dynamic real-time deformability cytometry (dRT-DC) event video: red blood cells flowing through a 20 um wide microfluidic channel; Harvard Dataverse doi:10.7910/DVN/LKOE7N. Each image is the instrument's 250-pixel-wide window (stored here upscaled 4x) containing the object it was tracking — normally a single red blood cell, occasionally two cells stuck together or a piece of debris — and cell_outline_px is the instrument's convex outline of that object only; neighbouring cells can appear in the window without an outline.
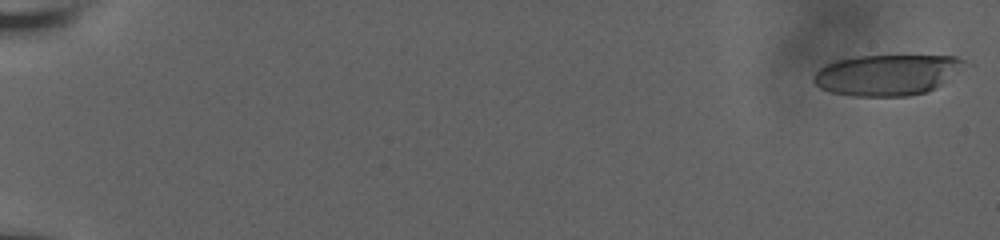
{"species": "human", "species_latin": "Homo sapiens", "temperature_condition": "room temperature", "stored_images_in_passage": 62, "camera_frame_rate_fps": 3000, "um_per_image_px": 0.085, "donor": {"sex": "male"}, "frame": {"image": 1, "passage_image": 1, "time_ms": 0.0, "image_size_px": [1000, 240], "cell_outline_px": [[964, 60], [936, 88], [928, 92], [908, 96], [852, 96], [828, 92], [820, 88], [812, 80], [812, 76], [820, 68], [836, 60], [856, 56], [956, 56]], "centroid_in_image_um": [75.25, 6.38], "position_along_channel_um": 9.8, "area_um2": 35.2}}
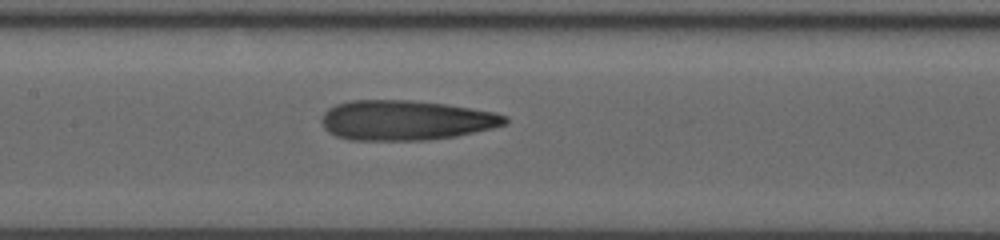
{"frame": {"image": 2, "passage_image": 37, "time_ms": 10.0, "image_size_px": [1000, 240], "cell_outline_px": [[508, 124], [492, 128], [456, 136], [428, 140], [348, 140], [336, 136], [328, 132], [324, 128], [320, 120], [320, 116], [328, 108], [336, 104], [352, 100], [412, 100], [448, 104], [496, 112], [508, 116]], "centroid_in_image_um": [34.49, 10.22], "position_along_channel_um": 172.9, "area_um2": 43.18}}
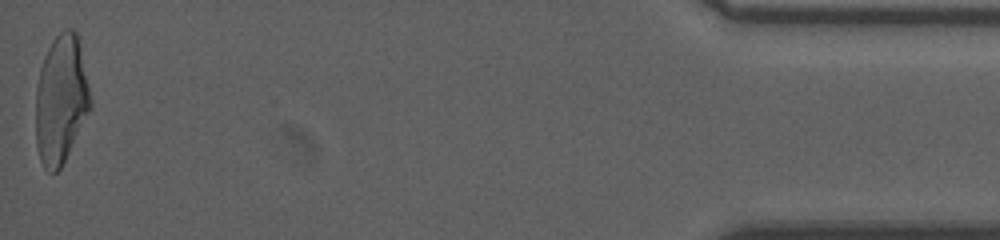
{"frame": {"image": 3, "passage_image": 62, "time_ms": 19.0, "image_size_px": [1000, 240], "cell_outline_px": [[92, 108], [60, 168], [56, 172], [48, 172], [44, 168], [40, 160], [36, 144], [36, 88], [40, 68], [44, 56], [52, 40], [64, 28], [72, 28], [76, 32], [92, 100]], "centroid_in_image_um": [5.18, 8.47], "position_along_channel_um": 430.0, "area_um2": 40.92}, "authors_computed_cell_mechanics": {"area_um2": 41.038, "velocity_mm_per_s": 3.7841, "shape_relaxation_time_tau1_ms": 10.5532, "shape_relaxation_time_tau2_ms": 2.8385, "deformation_change_tau1": 0.3227, "deformation_change_tau2": 0.1214}}